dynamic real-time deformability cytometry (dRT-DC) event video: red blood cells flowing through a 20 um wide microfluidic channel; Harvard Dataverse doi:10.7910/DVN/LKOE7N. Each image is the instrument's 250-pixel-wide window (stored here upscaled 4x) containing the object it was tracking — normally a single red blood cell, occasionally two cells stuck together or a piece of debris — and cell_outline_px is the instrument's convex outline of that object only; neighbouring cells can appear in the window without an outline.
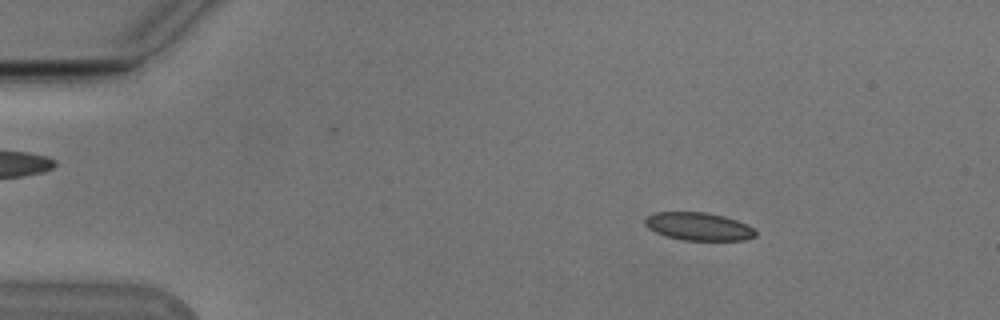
{"species": "Egyptian fruit bat (a non-hibernating species)", "species_latin": "Rousettus aegyptiacus", "temperature_condition": "cold", "stored_images_in_passage": 48, "camera_frame_rate_fps": 3000, "um_per_image_px": 0.085, "animal": {"sex": "male"}, "frame": {"image": 1, "passage_image": 2, "time_ms": 0.333, "image_size_px": [1000, 320], "cell_outline_px": [[756, 236], [744, 240], [680, 240], [664, 236], [648, 228], [644, 224], [644, 220], [652, 212], [704, 212], [724, 216], [748, 224], [756, 232]], "centroid_in_image_um": [59.35, 19.25], "position_along_channel_um": 25.6, "area_um2": 18.09}}
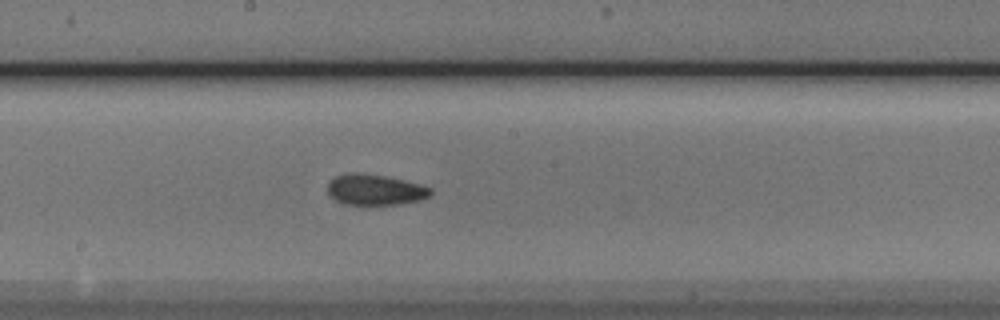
{"frame": {"image": 2, "passage_image": 23, "time_ms": 7.333, "image_size_px": [1000, 320], "cell_outline_px": [[432, 196], [420, 200], [400, 204], [368, 208], [344, 204], [336, 200], [328, 192], [328, 184], [336, 176], [352, 172], [360, 172], [384, 176], [404, 180], [420, 184], [432, 188]], "centroid_in_image_um": [31.91, 16.18], "position_along_channel_um": 216.3, "area_um2": 19.19}}
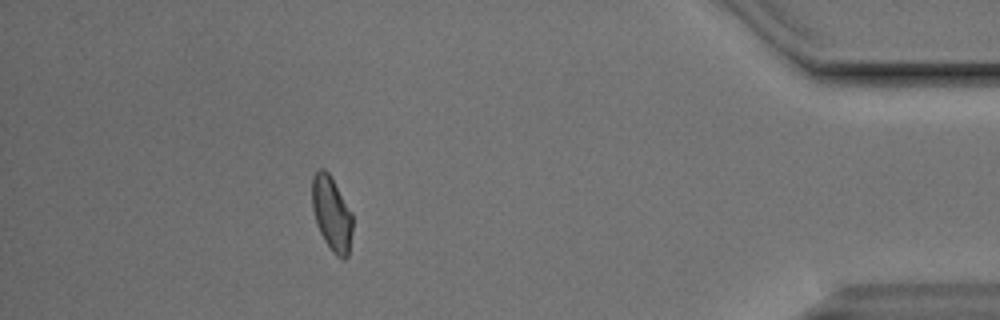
{"frame": {"image": 3, "passage_image": 42, "time_ms": 13.667, "image_size_px": [1000, 320], "cell_outline_px": [[352, 232], [348, 256], [344, 260], [336, 256], [332, 252], [324, 240], [316, 224], [312, 208], [312, 176], [320, 168], [324, 168], [328, 172], [352, 212]], "centroid_in_image_um": [28.19, 18.18], "position_along_channel_um": 407.0, "area_um2": 17.63}, "authors_computed_cell_mechanics": {"area_um2": 18.1781, "velocity_mm_per_s": 3.7834, "shape_relaxation_time_tau1_ms": 7.1596, "shape_relaxation_time_tau2_ms": 2.5657, "deformation_change_tau1": 0.1273, "deformation_change_tau2": 0.0729}}